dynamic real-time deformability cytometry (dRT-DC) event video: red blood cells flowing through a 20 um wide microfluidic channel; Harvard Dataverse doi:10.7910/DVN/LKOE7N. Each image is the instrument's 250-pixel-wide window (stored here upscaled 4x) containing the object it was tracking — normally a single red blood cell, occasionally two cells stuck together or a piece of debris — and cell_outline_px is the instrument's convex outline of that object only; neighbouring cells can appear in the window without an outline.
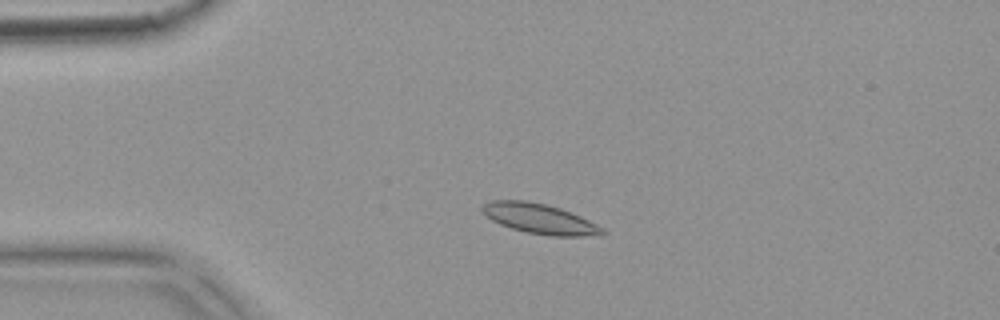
{"species": "common noctule bat (a hibernating species)", "species_latin": "Nyctalus noctula", "temperature_condition": "warm", "stored_images_in_passage": 4, "camera_frame_rate_fps": 3000, "um_per_image_px": 0.085, "animal": {"sex": "female", "body_mass_g": 18.4}, "frame": {"image": 1, "passage_image": 2, "time_ms": 0.333, "image_size_px": [1000, 320], "cell_outline_px": [[608, 232], [584, 236], [548, 236], [528, 232], [512, 228], [500, 224], [492, 220], [480, 208], [484, 204], [492, 200], [528, 200], [560, 208], [572, 212], [604, 228]], "centroid_in_image_um": [45.87, 18.58], "position_along_channel_um": 39.1, "area_um2": 20.81}}